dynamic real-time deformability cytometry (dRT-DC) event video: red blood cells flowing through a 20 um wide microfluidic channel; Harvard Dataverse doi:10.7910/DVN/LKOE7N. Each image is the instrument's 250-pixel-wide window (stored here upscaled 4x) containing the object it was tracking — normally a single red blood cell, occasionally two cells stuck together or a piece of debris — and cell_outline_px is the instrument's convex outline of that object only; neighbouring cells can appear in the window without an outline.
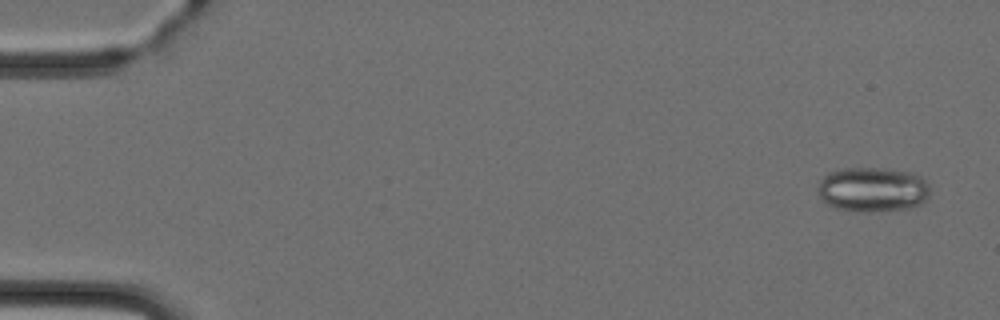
{"species": "Egyptian fruit bat (a non-hibernating species)", "species_latin": "Rousettus aegyptiacus", "temperature_condition": "cold", "stored_images_in_passage": 5, "camera_frame_rate_fps": 3000, "um_per_image_px": 0.085, "animal": {"sex": "female"}, "frame": {"image": 1, "passage_image": 1, "time_ms": 0.0, "image_size_px": [1000, 320], "cell_outline_px": [[928, 200], [920, 204], [908, 208], [872, 212], [856, 212], [836, 208], [828, 204], [820, 196], [816, 188], [820, 180], [828, 172], [844, 168], [884, 168], [912, 172], [920, 176], [928, 184]], "centroid_in_image_um": [74.16, 16.11], "position_along_channel_um": 10.8, "area_um2": 29.48}}